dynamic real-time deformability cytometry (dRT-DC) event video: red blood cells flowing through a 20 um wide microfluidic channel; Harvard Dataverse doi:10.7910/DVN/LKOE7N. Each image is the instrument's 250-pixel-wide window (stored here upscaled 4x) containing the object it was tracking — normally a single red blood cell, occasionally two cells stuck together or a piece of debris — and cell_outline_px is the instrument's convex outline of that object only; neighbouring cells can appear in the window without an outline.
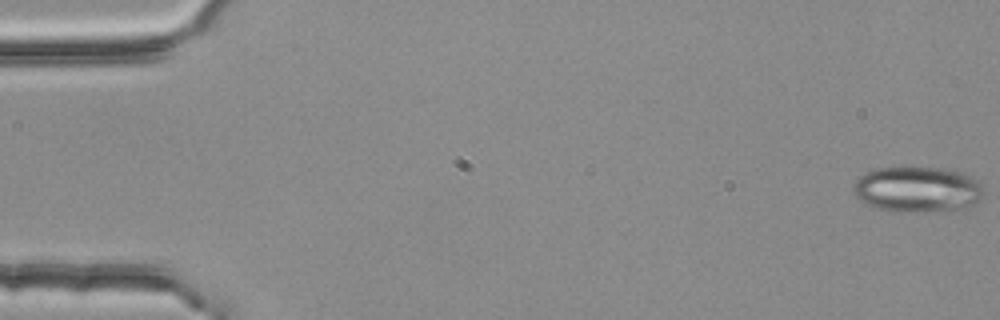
{"species": "common noctule bat (a hibernating species)", "species_latin": "Nyctalus noctula", "temperature_condition": "room temperature", "stored_images_in_passage": 5, "camera_frame_rate_fps": 3000, "um_per_image_px": 0.085, "animal": {"sex": "female", "body_mass_g": 25.1}, "frame": {"image": 1, "passage_image": 1, "time_ms": 0.0, "image_size_px": [1000, 320], "cell_outline_px": [[984, 196], [980, 200], [968, 208], [900, 212], [880, 208], [864, 204], [856, 196], [852, 188], [856, 180], [860, 176], [876, 168], [936, 168], [960, 172], [972, 176], [984, 188]], "centroid_in_image_um": [78.0, 16.1], "position_along_channel_um": 7.0, "area_um2": 34.33}}